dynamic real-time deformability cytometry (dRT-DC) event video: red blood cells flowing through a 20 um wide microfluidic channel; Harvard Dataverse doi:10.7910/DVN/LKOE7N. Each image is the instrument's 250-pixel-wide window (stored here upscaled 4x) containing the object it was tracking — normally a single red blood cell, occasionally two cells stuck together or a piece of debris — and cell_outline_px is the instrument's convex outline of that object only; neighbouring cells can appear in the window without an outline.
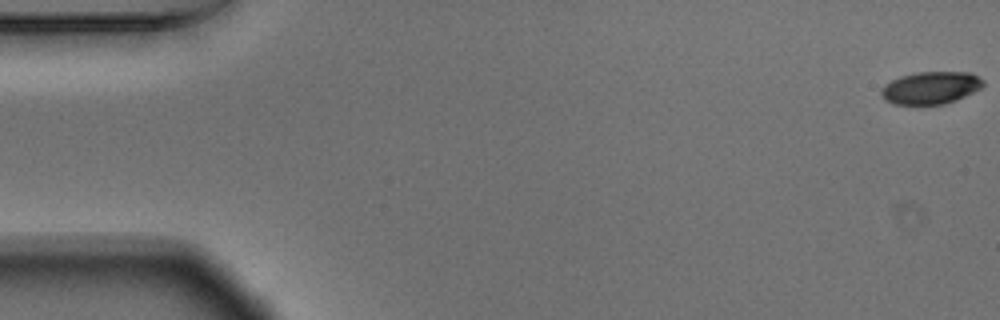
{"species": "Egyptian fruit bat (a non-hibernating species)", "species_latin": "Rousettus aegyptiacus", "temperature_condition": "warm", "stored_images_in_passage": 55, "camera_frame_rate_fps": 3000, "um_per_image_px": 0.085, "animal": {"sex": "male"}, "frame": {"image": 1, "passage_image": 1, "time_ms": 0.0, "image_size_px": [1000, 320], "cell_outline_px": [[984, 84], [980, 88], [956, 100], [944, 104], [892, 104], [884, 100], [880, 92], [880, 88], [884, 84], [900, 76], [916, 72], [972, 72], [980, 76], [984, 80]], "centroid_in_image_um": [79.1, 7.45], "position_along_channel_um": 5.9, "area_um2": 19.42}}
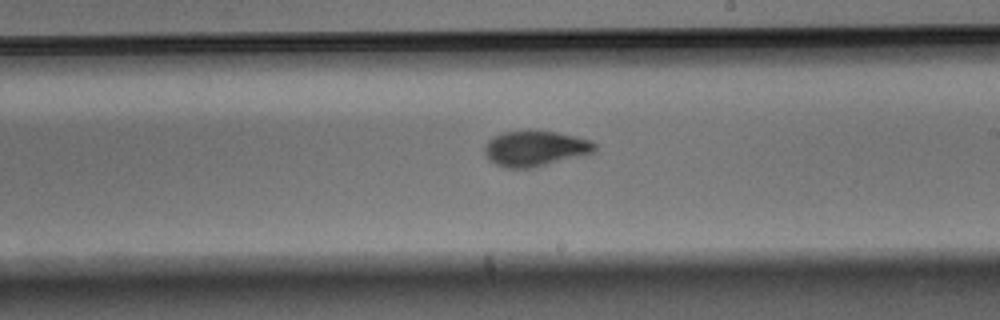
{"frame": {"image": 2, "passage_image": 32, "time_ms": 10.333, "image_size_px": [1000, 320], "cell_outline_px": [[596, 152], [536, 168], [508, 168], [496, 164], [488, 160], [484, 152], [484, 148], [488, 140], [504, 132], [556, 132], [576, 136], [592, 140], [596, 144]], "centroid_in_image_um": [45.54, 12.65], "position_along_channel_um": 243.5, "area_um2": 22.72}}
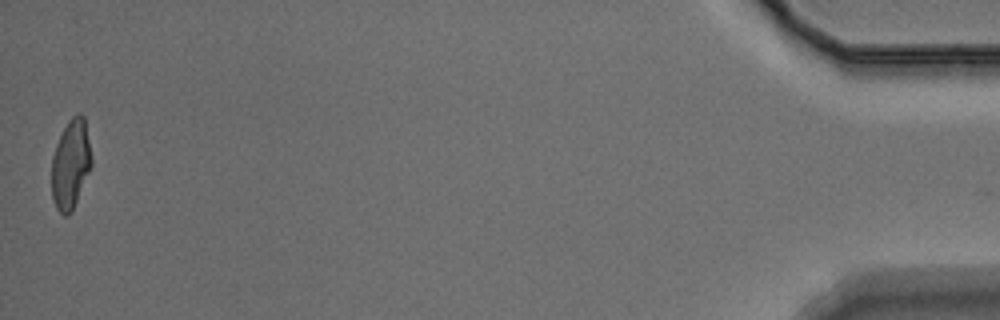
{"frame": {"image": 3, "passage_image": 55, "time_ms": 18.0, "image_size_px": [1000, 320], "cell_outline_px": [[92, 164], [72, 212], [68, 216], [64, 216], [56, 208], [52, 200], [52, 156], [56, 144], [68, 120], [76, 112], [80, 112], [84, 116], [92, 156]], "centroid_in_image_um": [6.01, 13.95], "position_along_channel_um": 429.2, "area_um2": 20.87}, "authors_computed_cell_mechanics": {"area_um2": 21.6172, "velocity_mm_per_s": 3.683, "shape_relaxation_time_tau1_ms": 3.7908, "shape_relaxation_time_tau2_ms": 1.1804, "deformation_change_tau1": 0.1656, "deformation_change_tau2": 0.0676}}